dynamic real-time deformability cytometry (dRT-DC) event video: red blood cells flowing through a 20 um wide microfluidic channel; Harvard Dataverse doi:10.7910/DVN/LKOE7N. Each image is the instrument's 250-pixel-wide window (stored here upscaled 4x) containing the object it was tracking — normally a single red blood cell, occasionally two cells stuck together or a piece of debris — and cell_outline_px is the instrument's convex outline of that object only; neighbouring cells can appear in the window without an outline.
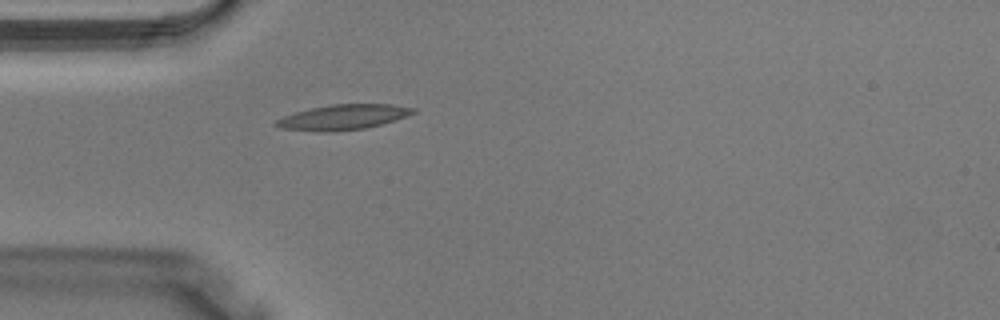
{"species": "Egyptian fruit bat (a non-hibernating species)", "species_latin": "Rousettus aegyptiacus", "temperature_condition": "warm", "stored_images_in_passage": 29, "camera_frame_rate_fps": 3000, "um_per_image_px": 0.085, "animal": {"sex": "male"}, "frame": {"image": 1, "passage_image": 1, "time_ms": 0.0, "image_size_px": [1000, 320], "cell_outline_px": [[416, 112], [380, 124], [364, 128], [332, 132], [320, 132], [280, 128], [272, 124], [276, 120], [284, 116], [296, 112], [312, 108], [332, 104], [392, 104], [416, 108]], "centroid_in_image_um": [29.12, 9.96], "position_along_channel_um": 55.9, "area_um2": 19.88}}
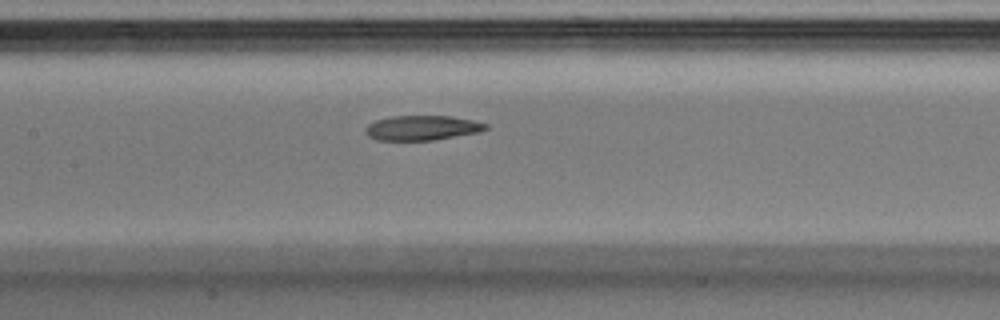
{"frame": {"image": 2, "passage_image": 8, "time_ms": 2.333, "image_size_px": [1000, 320], "cell_outline_px": [[488, 128], [480, 132], [432, 140], [376, 140], [368, 136], [364, 132], [364, 128], [368, 124], [376, 120], [392, 116], [452, 116], [472, 120], [488, 124]], "centroid_in_image_um": [35.86, 10.87], "position_along_channel_um": 171.5, "area_um2": 17.4}}
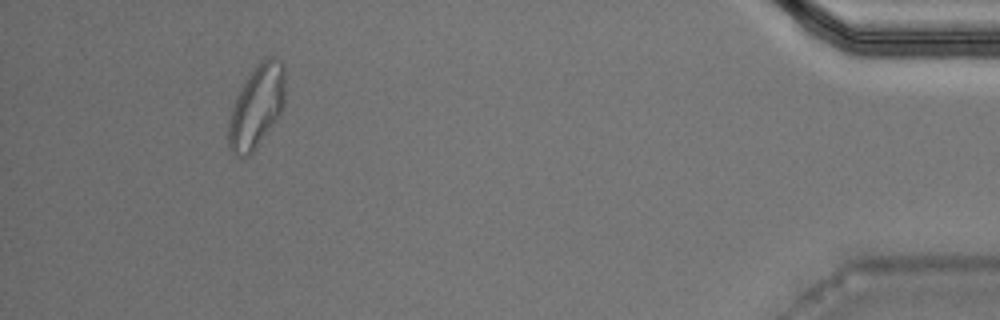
{"frame": {"image": 3, "passage_image": 26, "time_ms": 8.333, "image_size_px": [1000, 320], "cell_outline_px": [[284, 104], [276, 120], [256, 148], [248, 156], [240, 160], [228, 148], [228, 124], [232, 108], [236, 96], [252, 72], [268, 56], [276, 56], [284, 64]], "centroid_in_image_um": [21.8, 9.11], "position_along_channel_um": 413.4, "area_um2": 26.99}}